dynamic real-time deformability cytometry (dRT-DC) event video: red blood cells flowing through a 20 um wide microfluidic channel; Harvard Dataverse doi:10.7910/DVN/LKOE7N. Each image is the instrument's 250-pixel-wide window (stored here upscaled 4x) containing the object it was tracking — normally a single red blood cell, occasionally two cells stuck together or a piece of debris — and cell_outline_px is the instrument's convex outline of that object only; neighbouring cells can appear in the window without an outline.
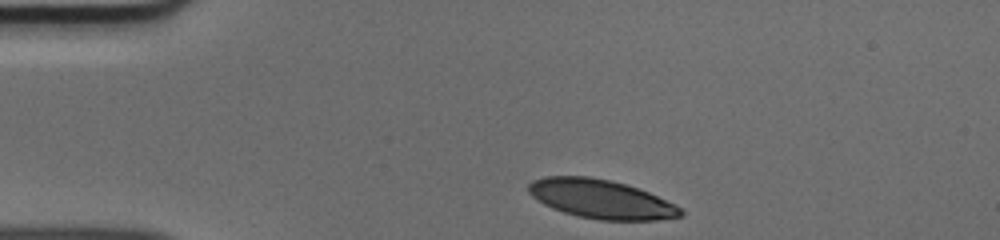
{"species": "human", "species_latin": "Homo sapiens", "temperature_condition": "cold", "stored_images_in_passage": 32, "camera_frame_rate_fps": 3000, "um_per_image_px": 0.085, "donor": {"sex": "male"}, "frame": {"image": 1, "passage_image": 1, "time_ms": 0.0, "image_size_px": [1000, 240], "cell_outline_px": [[684, 212], [680, 216], [656, 220], [600, 220], [576, 216], [552, 208], [544, 204], [532, 196], [528, 192], [528, 184], [532, 180], [544, 176], [588, 176], [608, 180], [624, 184], [648, 192], [680, 208]], "centroid_in_image_um": [51.02, 16.92], "position_along_channel_um": 34.0, "area_um2": 34.1}}
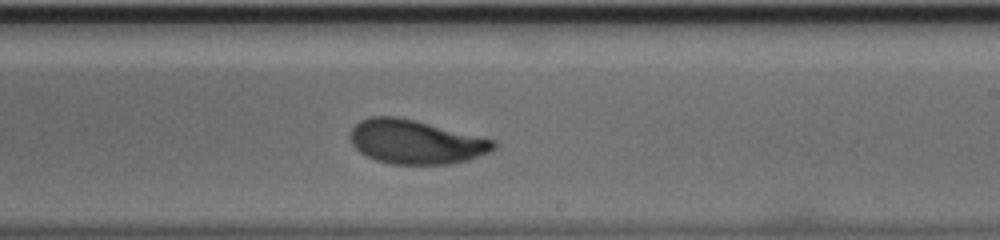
{"frame": {"image": 2, "passage_image": 21, "time_ms": 6.667, "image_size_px": [1000, 240], "cell_outline_px": [[496, 148], [488, 152], [468, 160], [452, 164], [392, 164], [376, 160], [360, 152], [352, 144], [348, 136], [348, 132], [360, 120], [372, 116], [396, 116], [496, 140]], "centroid_in_image_um": [35.31, 12.06], "position_along_channel_um": 253.7, "area_um2": 36.65}}
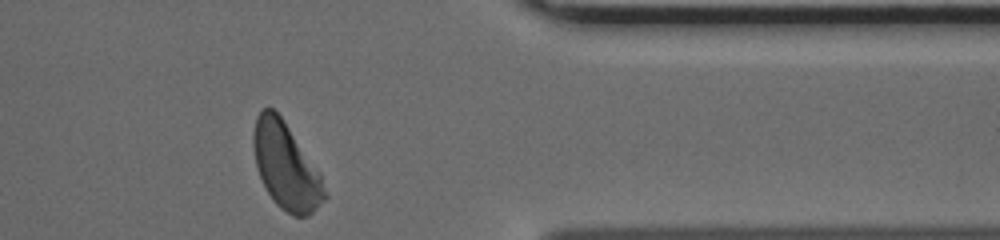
{"frame": {"image": 3, "passage_image": 32, "time_ms": 10.333, "image_size_px": [1000, 240], "cell_outline_px": [[328, 196], [308, 216], [292, 216], [280, 208], [272, 200], [256, 168], [252, 144], [252, 132], [256, 116], [264, 108], [272, 108], [284, 120], [320, 172]], "centroid_in_image_um": [24.3, 14.12], "position_along_channel_um": 387.1, "area_um2": 35.89}}